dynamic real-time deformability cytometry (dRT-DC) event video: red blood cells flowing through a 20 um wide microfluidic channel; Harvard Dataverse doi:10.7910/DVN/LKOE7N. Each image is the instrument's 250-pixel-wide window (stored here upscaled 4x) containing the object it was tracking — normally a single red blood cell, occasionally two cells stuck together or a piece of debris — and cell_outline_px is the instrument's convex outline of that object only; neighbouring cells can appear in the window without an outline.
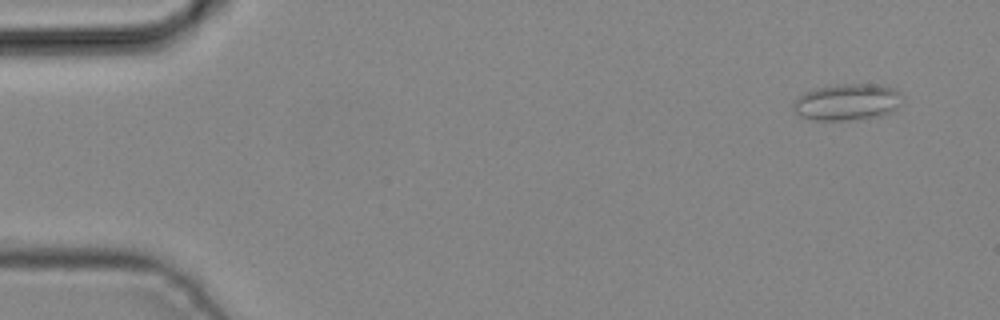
{"species": "common noctule bat (a hibernating species)", "species_latin": "Nyctalus noctula", "temperature_condition": "cold", "stored_images_in_passage": 5, "camera_frame_rate_fps": 3000, "um_per_image_px": 0.085, "animal": {"sex": "male", "body_mass_g": 19.2, "forearm_length_mm": 51.8}, "frame": {"image": 1, "passage_image": 1, "time_ms": 0.0, "image_size_px": [1000, 320], "cell_outline_px": [[904, 100], [892, 112], [880, 116], [848, 120], [816, 120], [800, 116], [792, 108], [792, 104], [804, 92], [816, 88], [832, 84], [876, 84], [896, 88], [904, 96]], "centroid_in_image_um": [72.06, 8.66], "position_along_channel_um": 12.9, "area_um2": 23.52}}